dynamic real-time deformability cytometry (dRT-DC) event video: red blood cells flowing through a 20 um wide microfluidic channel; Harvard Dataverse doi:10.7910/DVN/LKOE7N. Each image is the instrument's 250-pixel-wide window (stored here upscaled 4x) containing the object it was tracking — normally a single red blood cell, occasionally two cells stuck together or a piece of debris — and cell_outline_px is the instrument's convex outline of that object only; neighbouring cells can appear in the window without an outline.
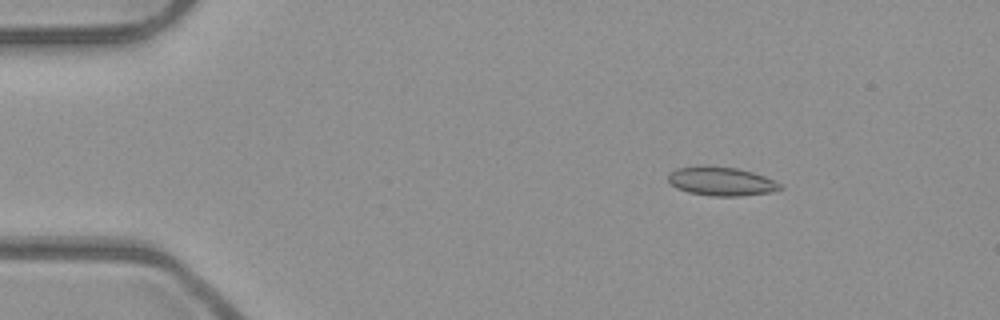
{"species": "common noctule bat (a hibernating species)", "species_latin": "Nyctalus noctula", "temperature_condition": "room temperature", "stored_images_in_passage": 5, "camera_frame_rate_fps": 3000, "um_per_image_px": 0.085, "animal": {"sex": "male", "body_mass_g": 23.1, "forearm_length_mm": 52.7}, "frame": {"image": 1, "passage_image": 3, "time_ms": 0.667, "image_size_px": [1000, 320], "cell_outline_px": [[784, 188], [772, 192], [740, 196], [712, 196], [688, 192], [676, 188], [668, 180], [668, 172], [676, 168], [736, 168], [752, 172], [764, 176], [780, 184]], "centroid_in_image_um": [61.33, 15.45], "position_along_channel_um": 23.7, "area_um2": 18.15}}